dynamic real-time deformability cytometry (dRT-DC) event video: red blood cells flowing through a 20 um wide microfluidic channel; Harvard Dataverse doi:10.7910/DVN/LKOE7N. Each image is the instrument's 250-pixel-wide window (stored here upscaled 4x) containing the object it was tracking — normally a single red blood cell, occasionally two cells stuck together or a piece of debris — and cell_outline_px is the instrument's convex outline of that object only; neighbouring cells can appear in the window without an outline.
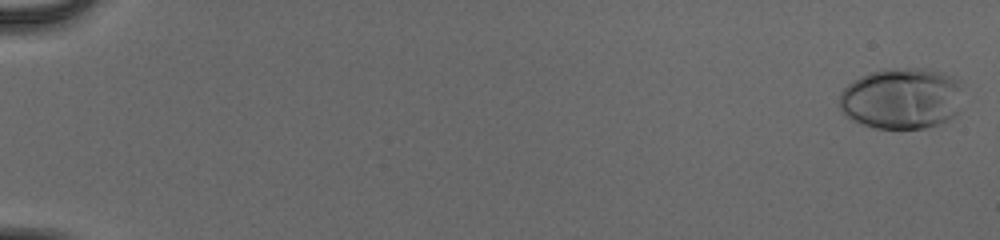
{"species": "human", "species_latin": "Homo sapiens", "temperature_condition": "cold", "stored_images_in_passage": 55, "camera_frame_rate_fps": 3000, "um_per_image_px": 0.085, "donor": {"sex": "male"}, "frame": {"image": 1, "passage_image": 2, "time_ms": 0.333, "image_size_px": [1000, 240], "cell_outline_px": [[960, 112], [948, 120], [924, 128], [876, 128], [852, 120], [840, 108], [840, 92], [852, 80], [868, 72], [912, 68], [928, 68], [944, 72], [956, 76], [960, 80]], "centroid_in_image_um": [76.68, 8.35], "position_along_channel_um": 8.3, "area_um2": 44.22}}
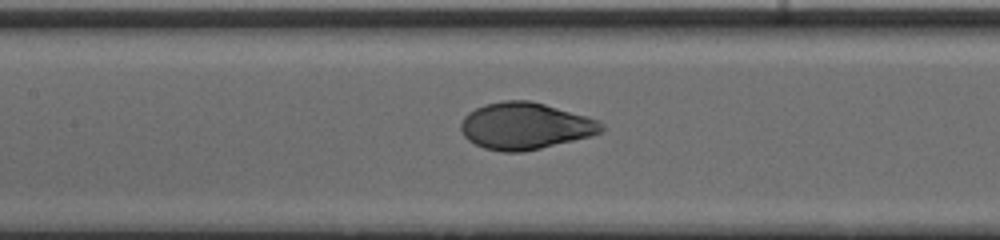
{"frame": {"image": 2, "passage_image": 29, "time_ms": 9.333, "image_size_px": [1000, 240], "cell_outline_px": [[604, 128], [600, 132], [588, 136], [540, 148], [520, 152], [504, 152], [484, 148], [468, 140], [464, 136], [460, 128], [460, 124], [464, 116], [468, 112], [484, 104], [504, 100], [528, 100], [544, 104], [584, 116], [596, 120], [604, 124]], "centroid_in_image_um": [44.57, 10.7], "position_along_channel_um": 162.8, "area_um2": 37.8}}
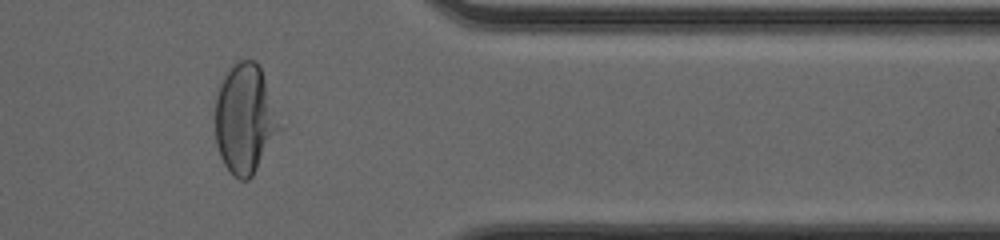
{"frame": {"image": 3, "passage_image": 47, "time_ms": 15.333, "image_size_px": [1000, 240], "cell_outline_px": [[284, 128], [252, 176], [248, 180], [240, 180], [232, 176], [224, 164], [220, 156], [216, 144], [216, 96], [224, 72], [236, 60], [256, 60], [260, 68]], "centroid_in_image_um": [20.84, 10.12], "position_along_channel_um": 390.6, "area_um2": 41.67}, "authors_computed_cell_mechanics": {"area_um2": 39.6508, "velocity_mm_per_s": 3.9773, "shape_relaxation_time_tau1_ms": 3.899, "shape_relaxation_time_tau2_ms": null, "deformation_change_tau1": 0.2283, "deformation_change_tau2": null}}